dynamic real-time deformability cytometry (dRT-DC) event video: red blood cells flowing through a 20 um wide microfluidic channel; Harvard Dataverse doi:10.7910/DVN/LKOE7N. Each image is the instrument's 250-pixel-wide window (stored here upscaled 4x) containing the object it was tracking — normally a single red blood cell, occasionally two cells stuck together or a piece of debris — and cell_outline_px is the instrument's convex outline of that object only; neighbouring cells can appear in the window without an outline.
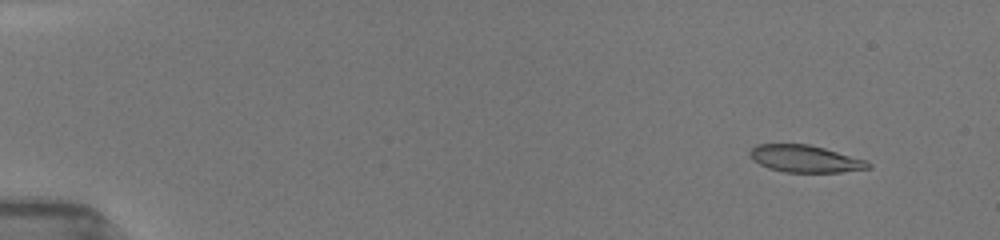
{"species": "common noctule bat (a hibernating species)", "species_latin": "Nyctalus noctula", "temperature_condition": "room temperature", "stored_images_in_passage": 21, "camera_frame_rate_fps": 3000, "um_per_image_px": 0.085, "animal": {"sex": "female", "body_mass_g": 19.5, "forearm_length_mm": 54.1}, "frame": {"image": 1, "passage_image": 3, "time_ms": 1.333, "image_size_px": [1000, 240], "cell_outline_px": [[872, 168], [840, 172], [784, 172], [768, 168], [752, 160], [748, 152], [756, 144], [808, 144], [824, 148], [868, 160], [872, 164]], "centroid_in_image_um": [68.45, 13.5], "position_along_channel_um": 16.5, "area_um2": 18.84}}
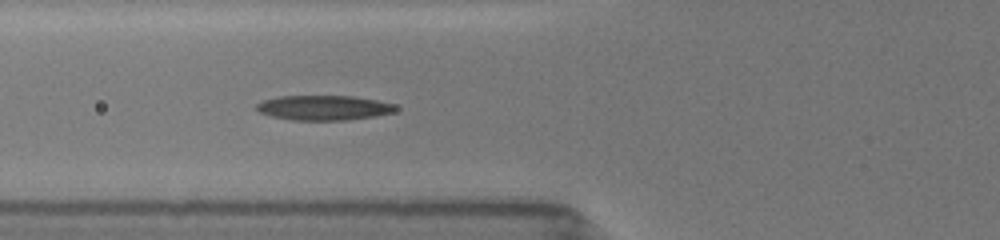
{"frame": {"image": 2, "passage_image": 18, "time_ms": 6.667, "image_size_px": [1000, 240], "cell_outline_px": [[400, 108], [392, 112], [376, 116], [348, 120], [292, 120], [272, 116], [260, 112], [256, 108], [256, 104], [264, 100], [276, 96], [352, 96], [376, 100], [396, 104]], "centroid_in_image_um": [27.55, 9.16], "position_along_channel_um": 98.3, "area_um2": 20.17}}
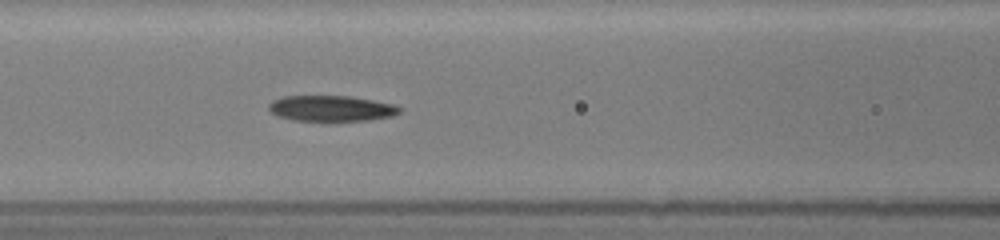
{"frame": {"image": 3, "passage_image": 21, "time_ms": 7.667, "image_size_px": [1000, 240], "cell_outline_px": [[400, 112], [392, 116], [368, 120], [292, 120], [276, 116], [268, 108], [268, 104], [272, 100], [284, 96], [348, 96], [372, 100], [392, 104], [400, 108]], "centroid_in_image_um": [28.1, 9.21], "position_along_channel_um": 138.5, "area_um2": 19.36}}